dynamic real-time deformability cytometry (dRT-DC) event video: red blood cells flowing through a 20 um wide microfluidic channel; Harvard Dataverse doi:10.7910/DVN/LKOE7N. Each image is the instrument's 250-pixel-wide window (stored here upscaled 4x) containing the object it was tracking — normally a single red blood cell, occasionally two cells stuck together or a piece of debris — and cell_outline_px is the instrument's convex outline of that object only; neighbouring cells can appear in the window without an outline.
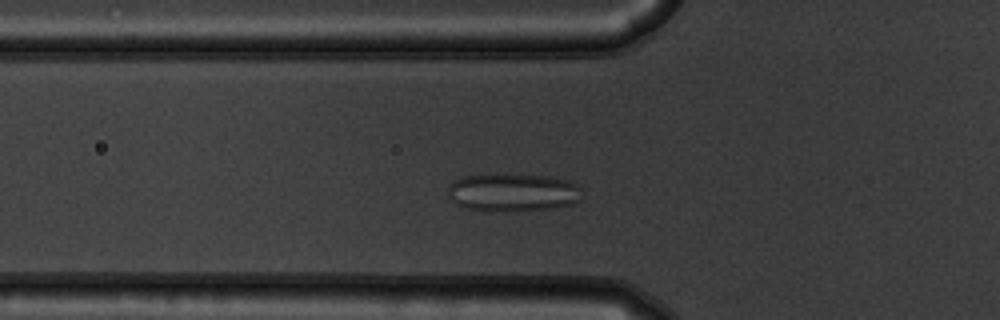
{"species": "common noctule bat (a hibernating species)", "species_latin": "Nyctalus noctula", "temperature_condition": "warm", "stored_images_in_passage": 44, "camera_frame_rate_fps": 3000, "um_per_image_px": 0.085, "animal": {"sex": "male", "body_mass_g": 19.5, "forearm_length_mm": 54.6}, "frame": {"image": 1, "passage_image": 9, "time_ms": 2.667, "image_size_px": [1000, 320], "cell_outline_px": [[580, 200], [572, 204], [556, 208], [508, 212], [480, 212], [456, 204], [448, 196], [448, 188], [456, 180], [464, 176], [484, 172], [548, 176], [568, 180], [580, 184]], "centroid_in_image_um": [43.58, 16.35], "position_along_channel_um": 82.2, "area_um2": 30.81}}
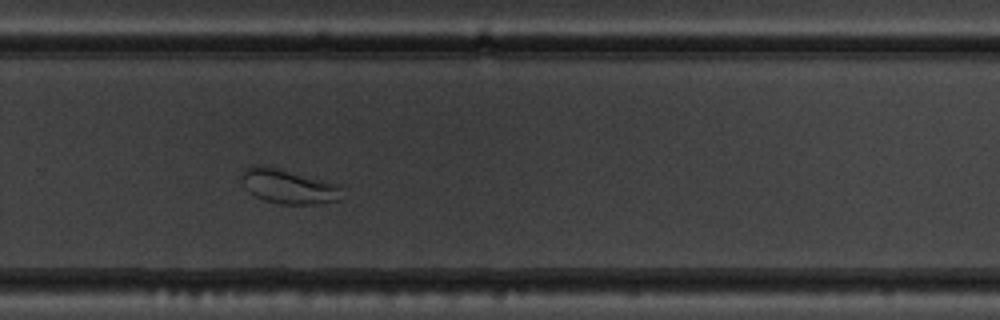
{"frame": {"image": 2, "passage_image": 27, "time_ms": 8.667, "image_size_px": [1000, 320], "cell_outline_px": [[344, 184], [340, 200], [312, 204], [280, 204], [264, 200], [248, 192], [244, 188], [240, 176], [240, 172], [244, 168], [252, 164], [264, 164]], "centroid_in_image_um": [24.52, 15.8], "position_along_channel_um": 305.3, "area_um2": 21.04}}
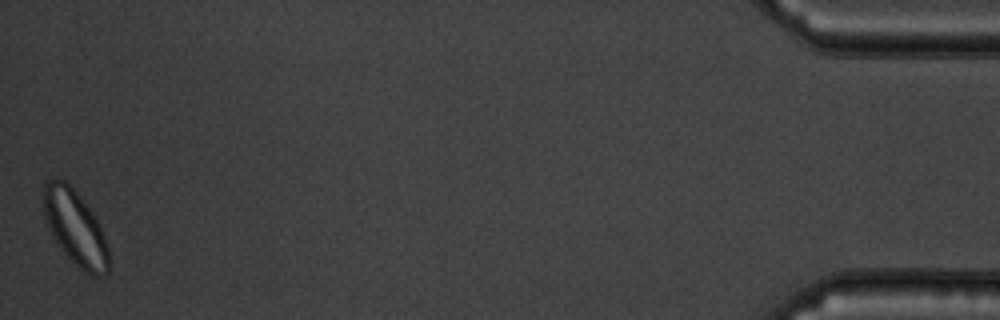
{"frame": {"image": 3, "passage_image": 44, "time_ms": 14.333, "image_size_px": [1000, 320], "cell_outline_px": [[108, 272], [104, 276], [88, 276], [56, 244], [48, 228], [44, 216], [44, 184], [48, 180], [64, 180], [76, 192], [92, 212], [104, 236], [108, 248]], "centroid_in_image_um": [6.39, 19.4], "position_along_channel_um": 428.8, "area_um2": 28.03}}